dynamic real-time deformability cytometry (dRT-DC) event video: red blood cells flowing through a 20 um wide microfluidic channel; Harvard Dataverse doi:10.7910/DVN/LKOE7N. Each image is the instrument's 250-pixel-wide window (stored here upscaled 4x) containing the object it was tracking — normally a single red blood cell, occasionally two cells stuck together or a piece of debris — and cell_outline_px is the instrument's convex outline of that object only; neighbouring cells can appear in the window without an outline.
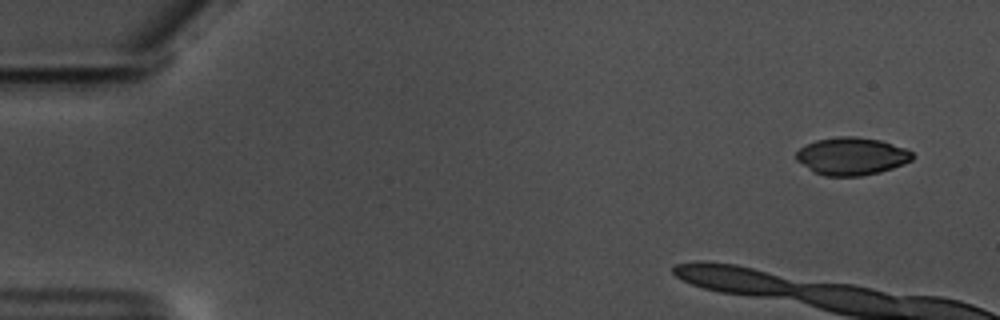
{"species": "common noctule bat (a hibernating species)", "species_latin": "Nyctalus noctula", "temperature_condition": "warm", "stored_images_in_passage": 8, "camera_frame_rate_fps": 3000, "um_per_image_px": 0.085, "animal": {"sex": "male", "body_mass_g": 17.5, "forearm_length_mm": 52.3}, "frame": {"image": 1, "passage_image": 1, "time_ms": 0.0, "image_size_px": [1000, 320], "cell_outline_px": [[916, 156], [912, 160], [904, 164], [880, 172], [860, 176], [824, 176], [812, 172], [796, 160], [796, 152], [804, 144], [816, 140], [840, 136], [856, 136], [880, 140], [904, 148], [912, 152]], "centroid_in_image_um": [72.37, 13.28], "position_along_channel_um": 12.6, "area_um2": 25.72}}